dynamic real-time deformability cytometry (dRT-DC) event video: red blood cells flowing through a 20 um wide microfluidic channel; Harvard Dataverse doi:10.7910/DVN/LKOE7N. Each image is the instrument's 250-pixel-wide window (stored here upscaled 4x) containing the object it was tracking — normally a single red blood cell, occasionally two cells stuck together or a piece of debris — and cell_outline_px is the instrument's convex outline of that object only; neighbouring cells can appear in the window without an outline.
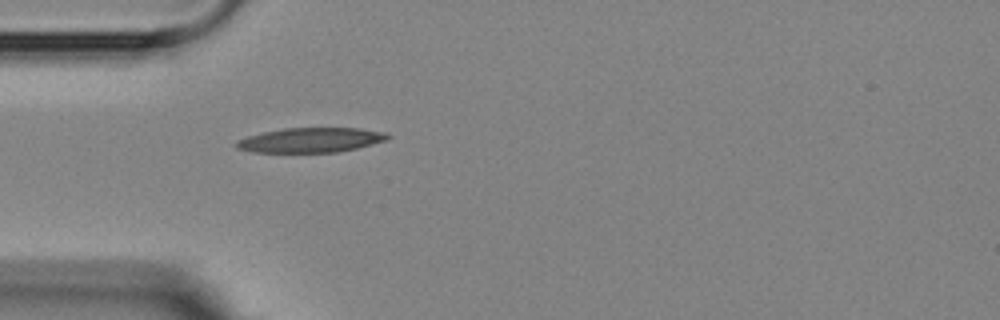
{"species": "Egyptian fruit bat (a non-hibernating species)", "species_latin": "Rousettus aegyptiacus", "temperature_condition": "room temperature", "stored_images_in_passage": 1, "camera_frame_rate_fps": 3000, "um_per_image_px": 0.085, "animal": {"sex": "female"}, "frame": {"image": 1, "passage_image": 1, "time_ms": 0.0, "image_size_px": [1000, 320], "cell_outline_px": [[392, 136], [388, 140], [356, 148], [336, 152], [252, 152], [236, 148], [232, 144], [236, 140], [248, 136], [264, 132], [284, 128], [360, 128], [388, 132]], "centroid_in_image_um": [26.42, 11.9], "position_along_channel_um": 58.6, "area_um2": 21.96}}